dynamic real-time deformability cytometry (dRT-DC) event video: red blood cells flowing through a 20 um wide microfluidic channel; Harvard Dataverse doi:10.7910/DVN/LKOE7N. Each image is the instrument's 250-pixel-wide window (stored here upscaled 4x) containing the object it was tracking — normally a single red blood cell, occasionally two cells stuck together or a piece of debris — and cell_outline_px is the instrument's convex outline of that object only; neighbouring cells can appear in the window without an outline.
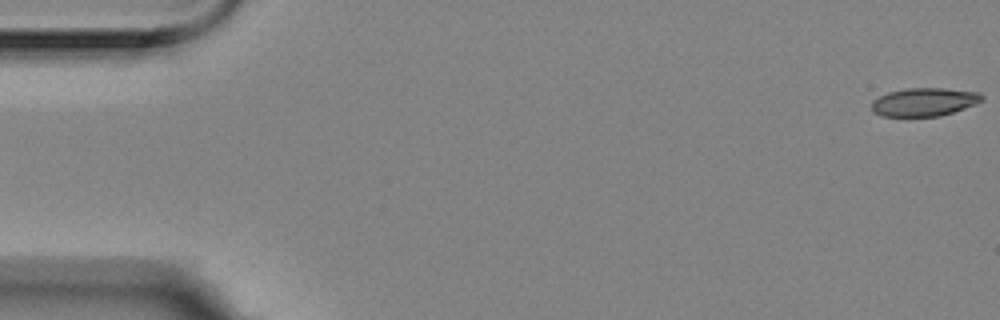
{"species": "Egyptian fruit bat (a non-hibernating species)", "species_latin": "Rousettus aegyptiacus", "temperature_condition": "room temperature", "stored_images_in_passage": 6, "segment_of_instrument_passage": [2, 2], "camera_frame_rate_fps": 3000, "um_per_image_px": 0.085, "animal": {"sex": "female"}, "frame": {"image": 1, "passage_image": 6, "time_ms": 1.667, "image_size_px": [1000, 320], "cell_outline_px": [[984, 100], [964, 108], [940, 116], [880, 116], [872, 112], [872, 100], [888, 92], [908, 88], [944, 88], [980, 92], [984, 96]], "centroid_in_image_um": [78.55, 8.66], "position_along_channel_um": 6.4, "area_um2": 18.21}}